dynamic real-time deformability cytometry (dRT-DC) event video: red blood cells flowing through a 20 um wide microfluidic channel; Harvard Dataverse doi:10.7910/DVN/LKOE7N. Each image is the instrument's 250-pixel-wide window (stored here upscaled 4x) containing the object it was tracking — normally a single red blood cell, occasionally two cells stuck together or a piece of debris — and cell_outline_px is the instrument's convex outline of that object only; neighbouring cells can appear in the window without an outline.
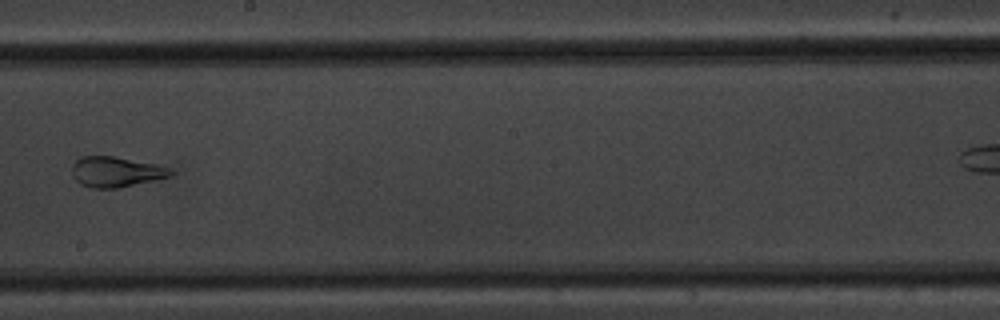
{"species": "common noctule bat (a hibernating species)", "species_latin": "Nyctalus noctula", "temperature_condition": "warm", "stored_images_in_passage": 9, "camera_frame_rate_fps": 3000, "um_per_image_px": 0.085, "animal": {"sex": "male", "body_mass_g": 20.1, "forearm_length_mm": 53.5}, "frame": {"image": 1, "passage_image": 8, "time_ms": 9.333, "image_size_px": [1000, 320], "cell_outline_px": [[176, 172], [172, 176], [156, 180], [120, 188], [92, 188], [80, 184], [72, 176], [72, 164], [80, 156], [112, 156], [156, 164], [168, 168]], "centroid_in_image_um": [9.86, 14.61], "position_along_channel_um": 238.3, "area_um2": 17.63}}